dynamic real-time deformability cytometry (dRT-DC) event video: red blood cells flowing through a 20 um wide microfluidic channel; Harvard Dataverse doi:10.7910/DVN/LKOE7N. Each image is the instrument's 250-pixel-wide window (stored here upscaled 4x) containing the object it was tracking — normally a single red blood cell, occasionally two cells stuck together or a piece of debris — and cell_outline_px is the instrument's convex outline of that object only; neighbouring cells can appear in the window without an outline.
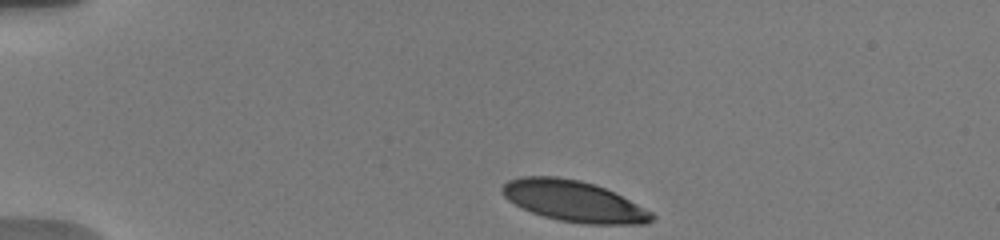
{"species": "human", "species_latin": "Homo sapiens", "temperature_condition": "warm", "stored_images_in_passage": 44, "camera_frame_rate_fps": 3000, "um_per_image_px": 0.085, "donor": {"sex": "male"}, "frame": {"image": 1, "passage_image": 1, "time_ms": 0.0, "image_size_px": [1000, 240], "cell_outline_px": [[656, 216], [652, 220], [644, 224], [584, 224], [560, 220], [544, 216], [532, 212], [508, 200], [500, 192], [500, 188], [508, 180], [520, 176], [556, 176], [580, 180], [596, 184], [652, 212]], "centroid_in_image_um": [48.74, 17.09], "position_along_channel_um": 36.3, "area_um2": 35.49}}
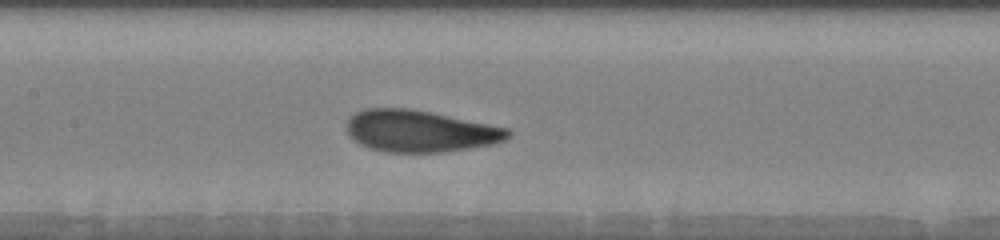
{"frame": {"image": 2, "passage_image": 17, "time_ms": 5.333, "image_size_px": [1000, 240], "cell_outline_px": [[512, 136], [504, 140], [492, 144], [444, 152], [384, 152], [368, 148], [352, 140], [348, 136], [348, 120], [356, 112], [368, 108], [408, 108], [508, 128], [512, 132]], "centroid_in_image_um": [35.68, 11.16], "position_along_channel_um": 171.7, "area_um2": 39.02}}
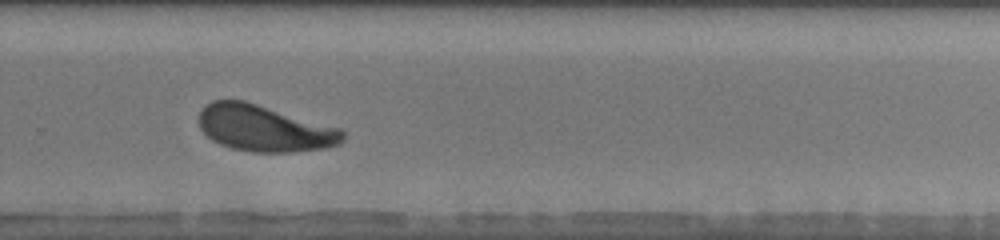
{"frame": {"image": 3, "passage_image": 28, "time_ms": 9.0, "image_size_px": [1000, 240], "cell_outline_px": [[344, 140], [340, 144], [328, 148], [292, 152], [252, 152], [232, 148], [220, 144], [212, 140], [200, 128], [200, 112], [212, 100], [244, 100], [340, 128], [344, 132]], "centroid_in_image_um": [22.5, 10.92], "position_along_channel_um": 307.3, "area_um2": 38.73}, "authors_computed_cell_mechanics": {"area_um2": 39.0439, "velocity_mm_per_s": 3.7166, "shape_relaxation_time_tau1_ms": 2.955, "shape_relaxation_time_tau2_ms": 1.1024, "deformation_change_tau1": 0.151, "deformation_change_tau2": 0.0877}}